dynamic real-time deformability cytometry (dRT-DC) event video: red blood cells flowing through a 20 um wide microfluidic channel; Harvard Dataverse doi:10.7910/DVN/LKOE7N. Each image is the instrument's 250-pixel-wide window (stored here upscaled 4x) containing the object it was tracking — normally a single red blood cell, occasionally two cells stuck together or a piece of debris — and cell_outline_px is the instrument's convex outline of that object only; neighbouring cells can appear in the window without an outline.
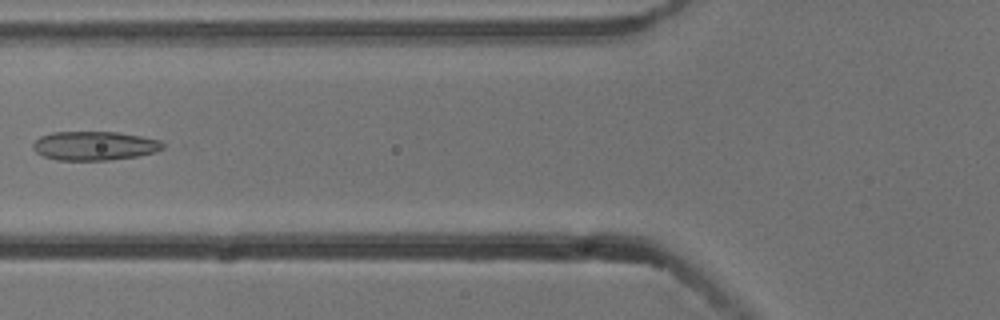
{"species": "common noctule bat (a hibernating species)", "species_latin": "Nyctalus noctula", "temperature_condition": "cold", "stored_images_in_passage": 8, "camera_frame_rate_fps": 3000, "um_per_image_px": 0.085, "animal": {"sex": "male", "body_mass_g": 13.3}, "frame": {"image": 1, "passage_image": 7, "time_ms": 2.0, "image_size_px": [1000, 320], "cell_outline_px": [[168, 144], [164, 148], [156, 152], [136, 156], [108, 160], [56, 160], [44, 156], [36, 152], [32, 148], [32, 144], [40, 136], [52, 132], [120, 132], [160, 140]], "centroid_in_image_um": [8.05, 12.39], "position_along_channel_um": 117.7, "area_um2": 22.08}}
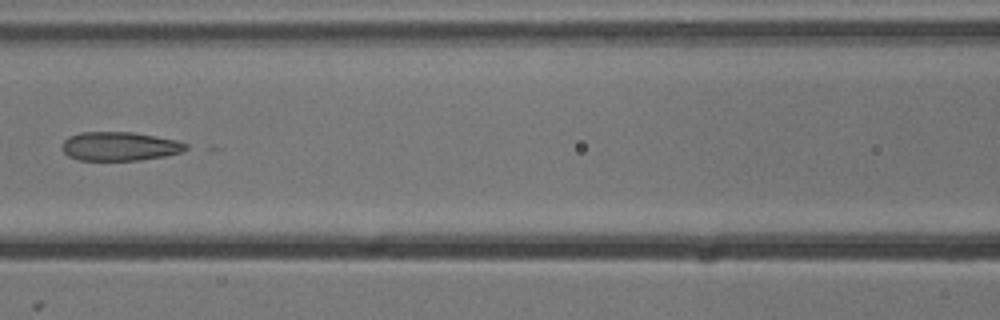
{"frame": {"image": 2, "passage_image": 8, "time_ms": 2.333, "image_size_px": [1000, 320], "cell_outline_px": [[188, 148], [180, 152], [164, 156], [140, 160], [80, 160], [68, 156], [64, 152], [64, 140], [68, 136], [80, 132], [132, 132], [156, 136], [176, 140], [188, 144]], "centroid_in_image_um": [10.18, 12.43], "position_along_channel_um": 156.4, "area_um2": 20.69}}